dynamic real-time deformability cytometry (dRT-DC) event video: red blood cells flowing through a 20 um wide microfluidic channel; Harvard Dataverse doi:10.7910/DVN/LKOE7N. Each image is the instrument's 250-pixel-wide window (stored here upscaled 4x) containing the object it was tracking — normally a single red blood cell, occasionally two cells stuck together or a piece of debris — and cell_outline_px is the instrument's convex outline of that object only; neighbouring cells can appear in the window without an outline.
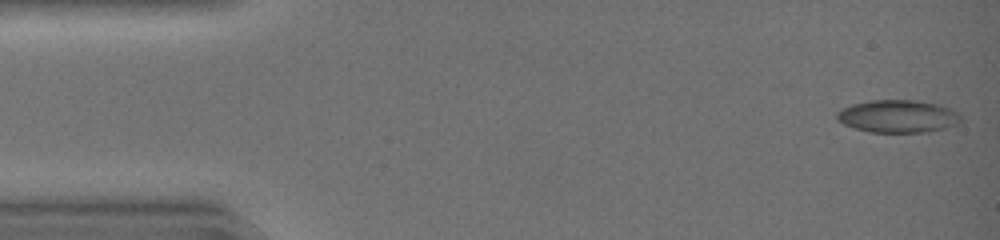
{"species": "common noctule bat (a hibernating species)", "species_latin": "Nyctalus noctula", "temperature_condition": "warm", "stored_images_in_passage": 44, "segment_of_instrument_passage": [1, 2], "camera_frame_rate_fps": 3000, "um_per_image_px": 0.085, "animal": {"sex": "female", "body_mass_g": 19.0, "forearm_length_mm": 51.5}, "frame": {"image": 1, "passage_image": 1, "time_ms": 0.0, "image_size_px": [1000, 240], "cell_outline_px": [[960, 120], [956, 124], [944, 128], [928, 132], [868, 132], [844, 124], [836, 120], [836, 112], [840, 108], [852, 104], [872, 100], [916, 100], [940, 104], [952, 108], [960, 116]], "centroid_in_image_um": [76.29, 9.87], "position_along_channel_um": 8.7, "area_um2": 23.7}}
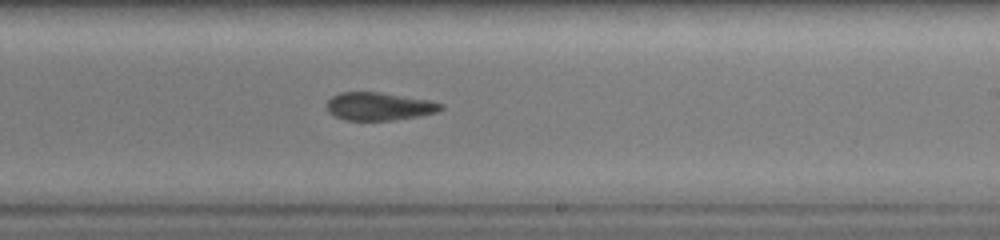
{"frame": {"image": 2, "passage_image": 26, "time_ms": 8.333, "image_size_px": [1000, 240], "cell_outline_px": [[444, 108], [436, 112], [420, 116], [392, 120], [344, 120], [328, 112], [324, 104], [332, 96], [340, 92], [380, 92], [432, 100], [444, 104]], "centroid_in_image_um": [32.22, 9.03], "position_along_channel_um": 256.8, "area_um2": 18.84}}
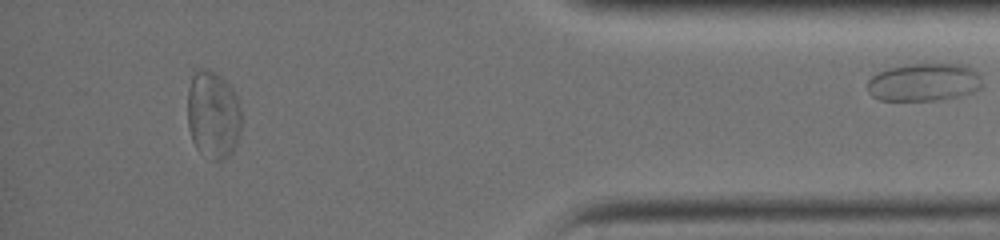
{"frame": {"image": 3, "passage_image": 39, "time_ms": 12.667, "image_size_px": [1000, 240], "cell_outline_px": [[240, 132], [236, 144], [232, 152], [228, 156], [220, 160], [212, 160], [200, 152], [196, 148], [192, 140], [188, 128], [188, 88], [192, 76], [200, 68], [208, 68], [216, 72], [236, 92], [240, 100]], "centroid_in_image_um": [18.11, 9.74], "position_along_channel_um": 417.1, "area_um2": 27.86}}